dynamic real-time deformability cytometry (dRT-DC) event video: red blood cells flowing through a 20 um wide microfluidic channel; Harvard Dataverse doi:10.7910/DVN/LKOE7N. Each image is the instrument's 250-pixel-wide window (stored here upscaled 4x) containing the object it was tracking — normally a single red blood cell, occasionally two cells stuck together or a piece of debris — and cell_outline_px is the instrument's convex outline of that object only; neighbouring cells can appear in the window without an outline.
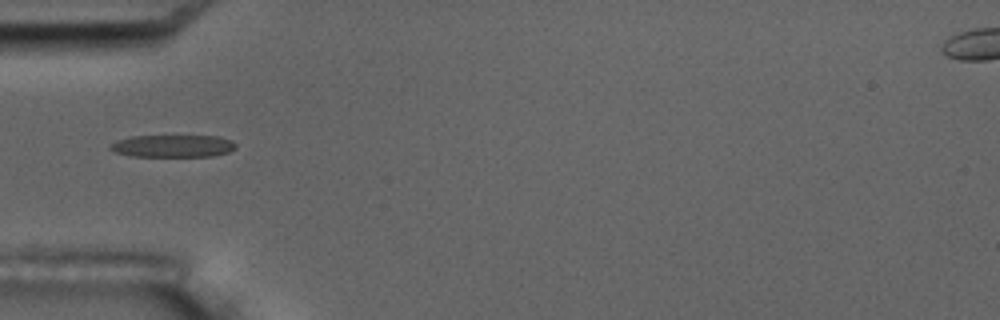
{"species": "common noctule bat (a hibernating species)", "species_latin": "Nyctalus noctula", "temperature_condition": "room temperature", "stored_images_in_passage": 5, "camera_frame_rate_fps": 3000, "um_per_image_px": 0.085, "animal": {"sex": "male", "body_mass_g": 17.5, "forearm_length_mm": 52.3}, "frame": {"image": 1, "passage_image": 1, "time_ms": 0.0, "image_size_px": [1000, 320], "cell_outline_px": [[236, 148], [228, 152], [212, 156], [132, 156], [116, 152], [108, 148], [116, 140], [132, 136], [220, 136], [232, 140], [236, 144]], "centroid_in_image_um": [14.72, 12.4], "position_along_channel_um": 70.3, "area_um2": 16.3}}
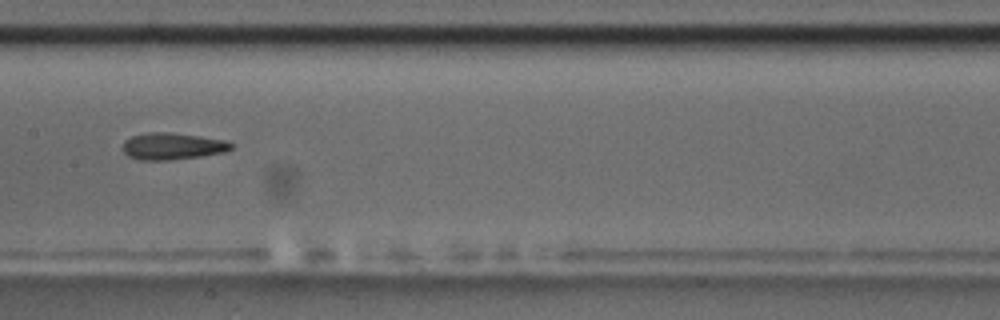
{"frame": {"image": 2, "passage_image": 4, "time_ms": 3.333, "image_size_px": [1000, 320], "cell_outline_px": [[232, 148], [224, 152], [200, 156], [168, 160], [140, 160], [128, 156], [120, 148], [124, 140], [132, 136], [148, 132], [168, 132], [224, 140], [232, 144]], "centroid_in_image_um": [14.57, 12.43], "position_along_channel_um": 192.8, "area_um2": 16.82}}